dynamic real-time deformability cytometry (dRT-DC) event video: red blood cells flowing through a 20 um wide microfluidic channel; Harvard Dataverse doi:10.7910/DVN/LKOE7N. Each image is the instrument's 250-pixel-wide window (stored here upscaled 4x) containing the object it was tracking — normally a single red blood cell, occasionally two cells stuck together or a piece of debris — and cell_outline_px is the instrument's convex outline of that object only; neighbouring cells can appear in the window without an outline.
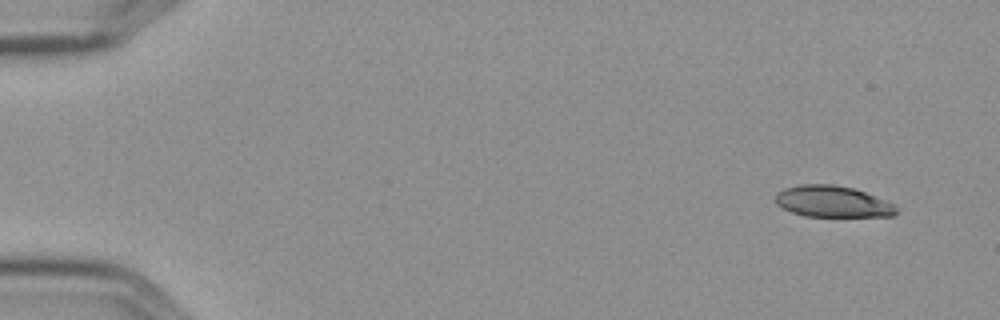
{"species": "Egyptian fruit bat (a non-hibernating species)", "species_latin": "Rousettus aegyptiacus", "temperature_condition": "cold", "stored_images_in_passage": 5, "camera_frame_rate_fps": 3000, "um_per_image_px": 0.085, "frame": {"image": 1, "passage_image": 1, "time_ms": 0.0, "image_size_px": [1000, 320], "cell_outline_px": [[896, 212], [892, 216], [804, 216], [792, 212], [776, 204], [776, 192], [784, 188], [800, 184], [832, 184], [852, 188], [864, 192], [884, 200], [892, 204], [896, 208]], "centroid_in_image_um": [70.71, 17.12], "position_along_channel_um": 14.3, "area_um2": 21.79}}
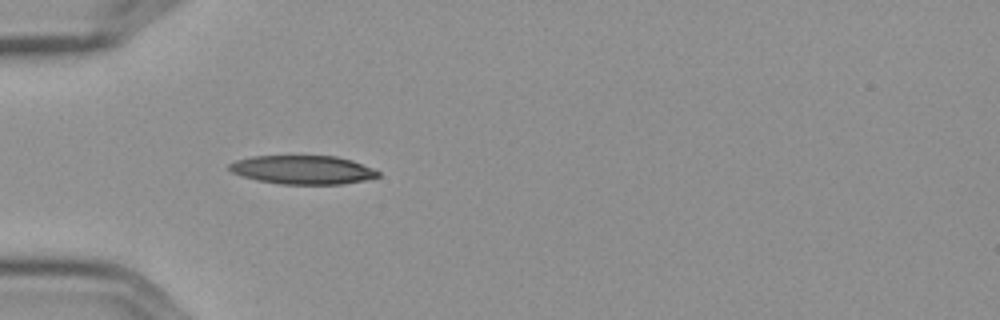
{"frame": {"image": 2, "passage_image": 5, "time_ms": 1.333, "image_size_px": [1000, 320], "cell_outline_px": [[380, 176], [364, 180], [340, 184], [280, 184], [256, 180], [232, 172], [228, 168], [228, 164], [236, 160], [252, 156], [336, 156], [352, 160], [372, 168], [380, 172]], "centroid_in_image_um": [25.72, 14.43], "position_along_channel_um": 59.3, "area_um2": 24.8}}